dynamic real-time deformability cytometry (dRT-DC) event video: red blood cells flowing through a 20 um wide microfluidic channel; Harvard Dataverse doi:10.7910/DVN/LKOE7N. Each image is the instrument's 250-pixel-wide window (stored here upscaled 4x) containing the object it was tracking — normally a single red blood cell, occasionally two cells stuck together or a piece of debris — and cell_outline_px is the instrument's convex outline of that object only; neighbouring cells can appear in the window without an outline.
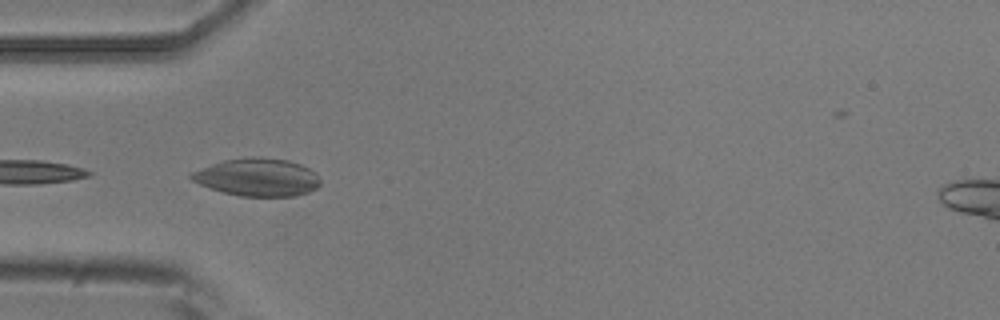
{"species": "common noctule bat (a hibernating species)", "species_latin": "Nyctalus noctula", "temperature_condition": "room temperature", "stored_images_in_passage": 6, "camera_frame_rate_fps": 3000, "um_per_image_px": 0.085, "animal": {"sex": "male", "body_mass_g": 20.5, "forearm_length_mm": 52.5}, "frame": {"image": 1, "passage_image": 5, "time_ms": 1.333, "image_size_px": [1000, 320], "cell_outline_px": [[320, 184], [316, 188], [308, 192], [296, 196], [240, 196], [224, 192], [200, 184], [192, 180], [188, 176], [188, 172], [224, 160], [252, 156], [256, 156], [288, 160], [300, 164], [316, 172], [320, 180]], "centroid_in_image_um": [21.88, 15.05], "position_along_channel_um": 63.1, "area_um2": 28.44}}
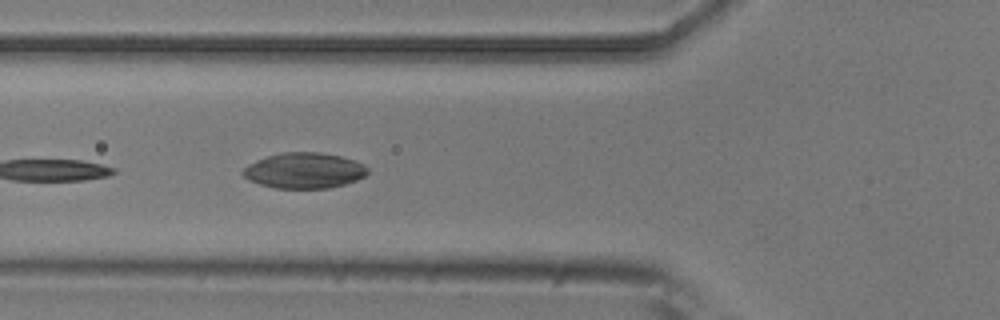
{"frame": {"image": 2, "passage_image": 6, "time_ms": 1.667, "image_size_px": [1000, 320], "cell_outline_px": [[368, 172], [364, 176], [356, 180], [344, 184], [328, 188], [272, 188], [248, 180], [240, 172], [248, 164], [256, 160], [280, 152], [320, 152], [340, 156], [356, 160], [364, 164], [368, 168]], "centroid_in_image_um": [25.85, 14.49], "position_along_channel_um": 100.0, "area_um2": 26.01}}